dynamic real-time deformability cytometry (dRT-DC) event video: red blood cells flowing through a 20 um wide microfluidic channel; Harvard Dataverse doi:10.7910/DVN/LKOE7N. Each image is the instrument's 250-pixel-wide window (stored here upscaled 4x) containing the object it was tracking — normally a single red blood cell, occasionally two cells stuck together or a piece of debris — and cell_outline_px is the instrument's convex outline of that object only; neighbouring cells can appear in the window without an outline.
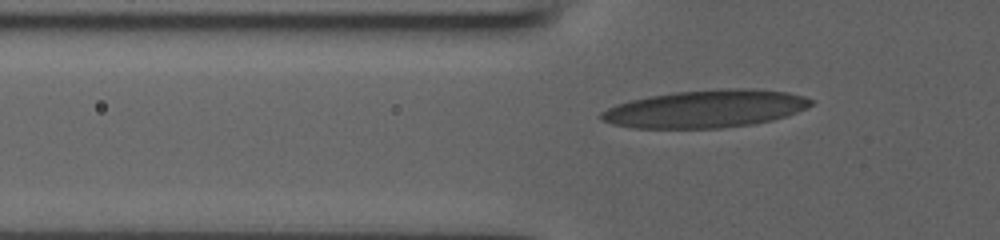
{"species": "human", "species_latin": "Homo sapiens", "temperature_condition": "room temperature", "stored_images_in_passage": 41, "camera_frame_rate_fps": 3000, "um_per_image_px": 0.085, "donor": {"sex": "male"}, "frame": {"image": 1, "passage_image": 9, "time_ms": 2.667, "image_size_px": [1000, 240], "cell_outline_px": [[816, 100], [812, 104], [796, 112], [772, 120], [752, 124], [720, 128], [632, 128], [612, 124], [600, 120], [600, 112], [616, 104], [648, 96], [676, 92], [728, 88], [752, 88], [788, 92], [804, 96]], "centroid_in_image_um": [59.96, 9.25], "position_along_channel_um": 65.8, "area_um2": 46.01}}
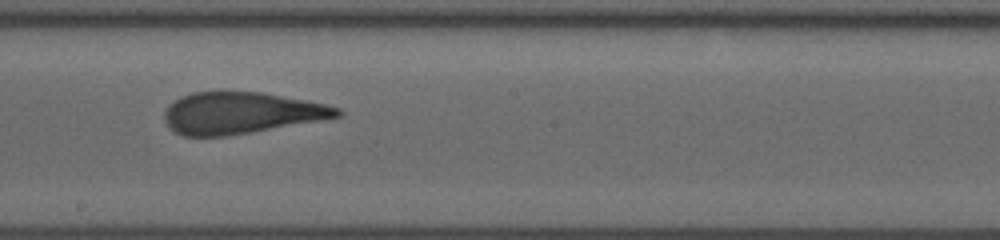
{"frame": {"image": 2, "passage_image": 21, "time_ms": 6.667, "image_size_px": [1000, 240], "cell_outline_px": [[344, 112], [340, 116], [248, 132], [224, 136], [184, 136], [176, 132], [164, 120], [164, 112], [168, 104], [192, 92], [220, 88], [260, 92], [324, 104], [340, 108]], "centroid_in_image_um": [20.4, 9.55], "position_along_channel_um": 227.8, "area_um2": 41.85}}
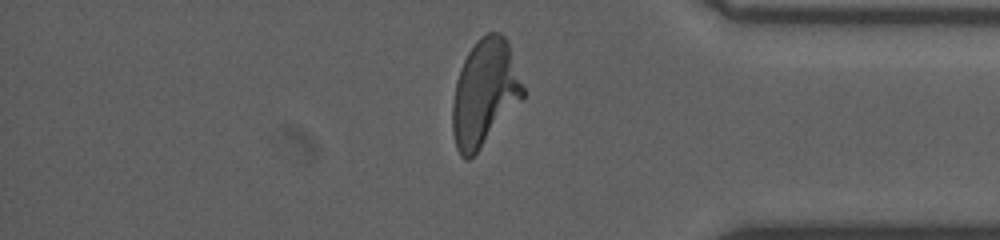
{"frame": {"image": 3, "passage_image": 34, "time_ms": 11.0, "image_size_px": [1000, 240], "cell_outline_px": [[524, 96], [480, 148], [468, 160], [464, 160], [460, 156], [456, 148], [452, 132], [452, 104], [456, 80], [460, 68], [468, 52], [476, 40], [480, 36], [488, 32], [500, 32], [504, 36], [508, 44], [524, 88]], "centroid_in_image_um": [41.15, 7.88], "position_along_channel_um": 394.0, "area_um2": 43.23}}